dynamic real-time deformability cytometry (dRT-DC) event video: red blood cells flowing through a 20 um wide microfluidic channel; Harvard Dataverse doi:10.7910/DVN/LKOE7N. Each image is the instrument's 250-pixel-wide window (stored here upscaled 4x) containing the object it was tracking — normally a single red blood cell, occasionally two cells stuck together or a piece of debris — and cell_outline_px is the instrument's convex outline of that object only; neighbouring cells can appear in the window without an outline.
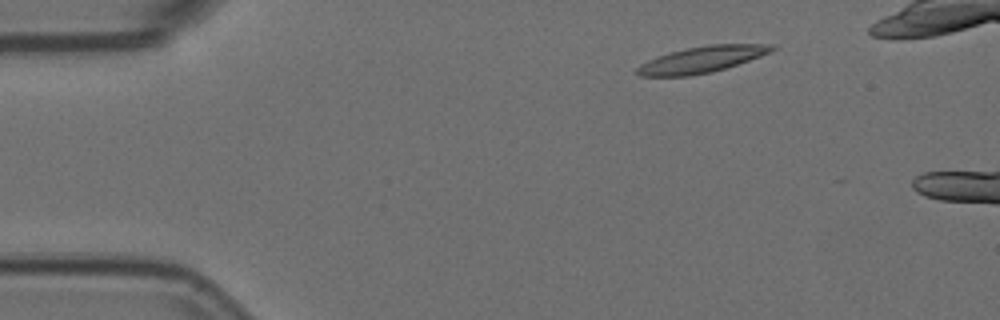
{"species": "Egyptian fruit bat (a non-hibernating species)", "species_latin": "Rousettus aegyptiacus", "temperature_condition": "room temperature", "stored_images_in_passage": 2, "camera_frame_rate_fps": 3000, "um_per_image_px": 0.085, "animal": {"sex": "female"}, "frame": {"image": 1, "passage_image": 1, "time_ms": 0.0, "image_size_px": [1000, 320], "cell_outline_px": [[776, 48], [772, 52], [712, 72], [688, 76], [640, 76], [636, 72], [636, 68], [640, 64], [656, 56], [688, 48], [708, 44], [776, 44]], "centroid_in_image_um": [59.66, 5.05], "position_along_channel_um": 25.3, "area_um2": 20.52}}